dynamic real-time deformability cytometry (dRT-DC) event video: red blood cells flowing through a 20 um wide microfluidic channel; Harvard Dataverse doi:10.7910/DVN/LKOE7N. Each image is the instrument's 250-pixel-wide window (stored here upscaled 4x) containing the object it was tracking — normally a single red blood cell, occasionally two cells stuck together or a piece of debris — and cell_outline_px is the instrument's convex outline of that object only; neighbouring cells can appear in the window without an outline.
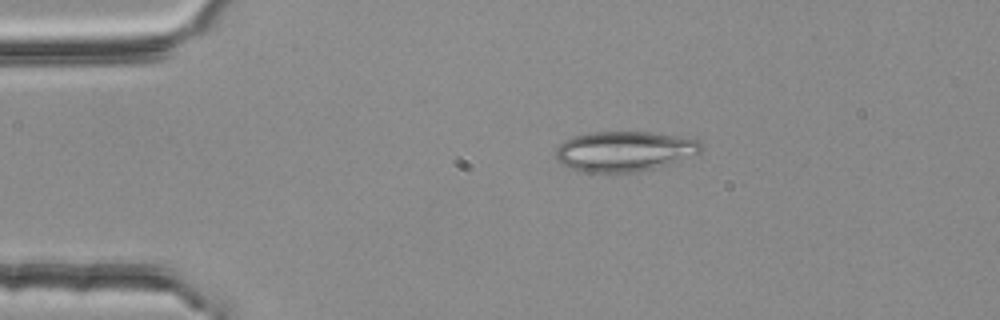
{"species": "common noctule bat (a hibernating species)", "species_latin": "Nyctalus noctula", "temperature_condition": "room temperature", "stored_images_in_passage": 2, "camera_frame_rate_fps": 3000, "um_per_image_px": 0.085, "animal": {"sex": "female", "body_mass_g": 25.1}, "frame": {"image": 1, "passage_image": 1, "time_ms": 0.0, "image_size_px": [1000, 320], "cell_outline_px": [[704, 148], [700, 152], [652, 168], [636, 172], [588, 172], [572, 168], [560, 164], [556, 160], [556, 148], [564, 140], [572, 136], [588, 132], [648, 132], [676, 136], [700, 140]], "centroid_in_image_um": [53.01, 12.84], "position_along_channel_um": 32.0, "area_um2": 33.64}}